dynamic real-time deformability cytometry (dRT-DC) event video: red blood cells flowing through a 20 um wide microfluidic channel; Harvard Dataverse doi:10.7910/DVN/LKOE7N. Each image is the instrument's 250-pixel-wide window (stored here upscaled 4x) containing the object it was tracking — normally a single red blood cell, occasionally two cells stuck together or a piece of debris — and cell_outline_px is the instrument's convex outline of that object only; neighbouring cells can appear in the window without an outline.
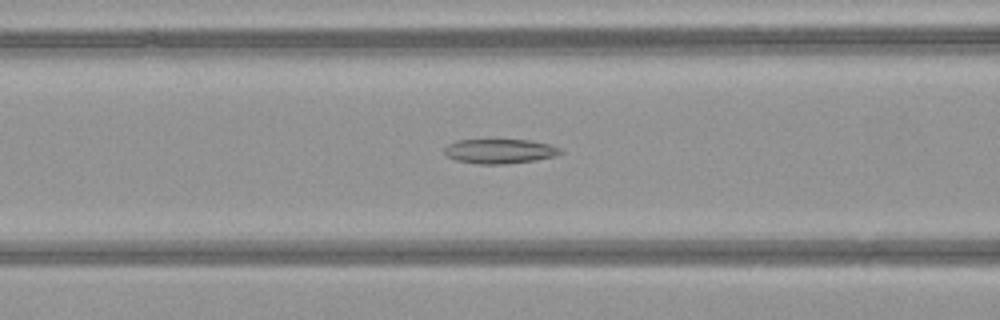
{"species": "common noctule bat (a hibernating species)", "species_latin": "Nyctalus noctula", "temperature_condition": "warm", "stored_images_in_passage": 50, "camera_frame_rate_fps": 3000, "um_per_image_px": 0.085, "animal": {"sex": "female", "body_mass_g": 21.9}, "frame": {"image": 1, "passage_image": 21, "time_ms": 6.667, "image_size_px": [1000, 320], "cell_outline_px": [[564, 152], [556, 156], [536, 160], [504, 164], [480, 164], [456, 160], [448, 156], [444, 152], [444, 148], [448, 144], [456, 140], [532, 140], [552, 144], [560, 148]], "centroid_in_image_um": [42.53, 12.85], "position_along_channel_um": 124.1, "area_um2": 16.7}}
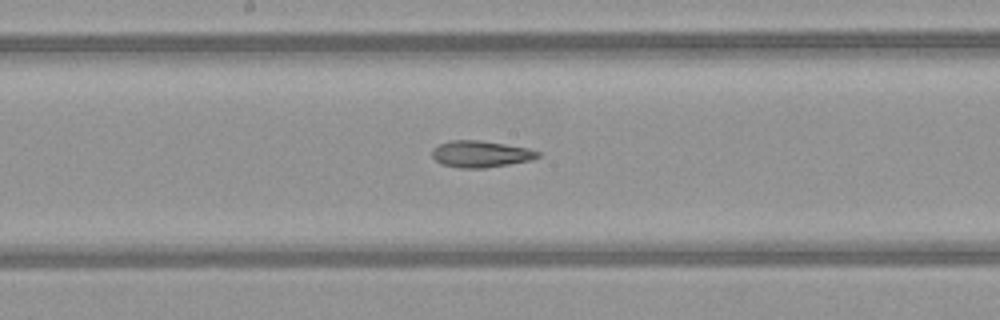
{"frame": {"image": 2, "passage_image": 27, "time_ms": 8.667, "image_size_px": [1000, 320], "cell_outline_px": [[540, 156], [532, 160], [484, 168], [460, 168], [440, 164], [432, 156], [432, 148], [440, 144], [452, 140], [480, 140], [528, 148], [540, 152]], "centroid_in_image_um": [40.85, 13.09], "position_along_channel_um": 207.4, "area_um2": 16.36}}
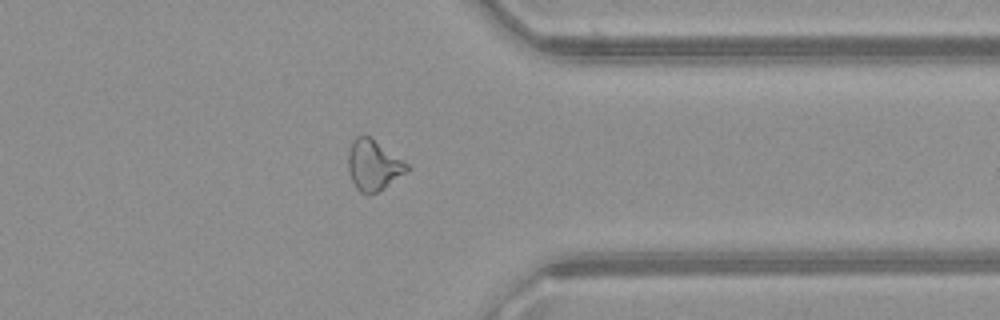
{"frame": {"image": 3, "passage_image": 40, "time_ms": 13.0, "image_size_px": [1000, 320], "cell_outline_px": [[412, 168], [408, 172], [384, 188], [368, 196], [360, 192], [356, 188], [352, 180], [348, 168], [348, 152], [352, 140], [356, 136], [368, 136], [408, 164]], "centroid_in_image_um": [31.74, 14.07], "position_along_channel_um": 379.7, "area_um2": 17.22}, "authors_computed_cell_mechanics": {"area_um2": 18.7561, "velocity_mm_per_s": 4.1481, "shape_relaxation_time_tau1_ms": null, "shape_relaxation_time_tau2_ms": 4.356, "deformation_change_tau1": null, "deformation_change_tau2": 0.1387}}